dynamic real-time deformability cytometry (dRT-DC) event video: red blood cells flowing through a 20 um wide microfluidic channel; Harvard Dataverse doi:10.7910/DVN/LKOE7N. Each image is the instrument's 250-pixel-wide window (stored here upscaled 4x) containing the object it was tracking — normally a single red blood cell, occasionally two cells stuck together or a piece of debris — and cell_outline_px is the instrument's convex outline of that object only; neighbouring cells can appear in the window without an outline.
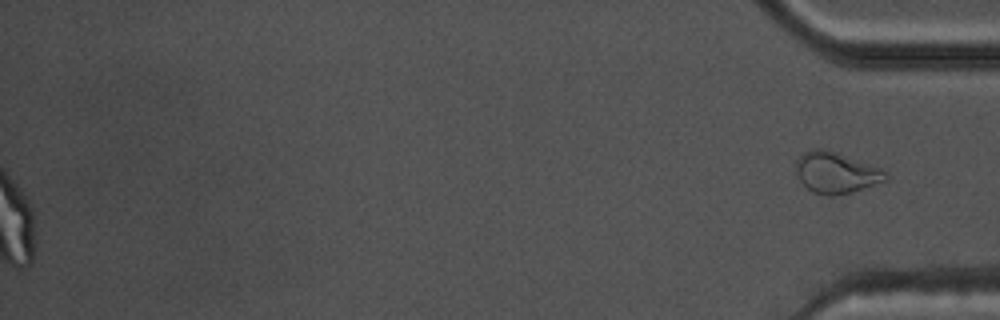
{"species": "common noctule bat (a hibernating species)", "species_latin": "Nyctalus noctula", "temperature_condition": "warm", "stored_images_in_passage": 54, "segment_of_instrument_passage": [2, 2], "camera_frame_rate_fps": 3000, "um_per_image_px": 0.085, "animal": {"sex": "male", "body_mass_g": 17.5, "forearm_length_mm": 52.3}, "frame": {"image": 1, "passage_image": 54, "time_ms": 17.667, "image_size_px": [1000, 320], "cell_outline_px": [[888, 180], [852, 192], [832, 196], [828, 196], [812, 192], [800, 180], [796, 172], [796, 160], [804, 152], [816, 148], [820, 148], [880, 168], [888, 176]], "centroid_in_image_um": [71.04, 14.71], "position_along_channel_um": 364.2, "area_um2": 20.98}}